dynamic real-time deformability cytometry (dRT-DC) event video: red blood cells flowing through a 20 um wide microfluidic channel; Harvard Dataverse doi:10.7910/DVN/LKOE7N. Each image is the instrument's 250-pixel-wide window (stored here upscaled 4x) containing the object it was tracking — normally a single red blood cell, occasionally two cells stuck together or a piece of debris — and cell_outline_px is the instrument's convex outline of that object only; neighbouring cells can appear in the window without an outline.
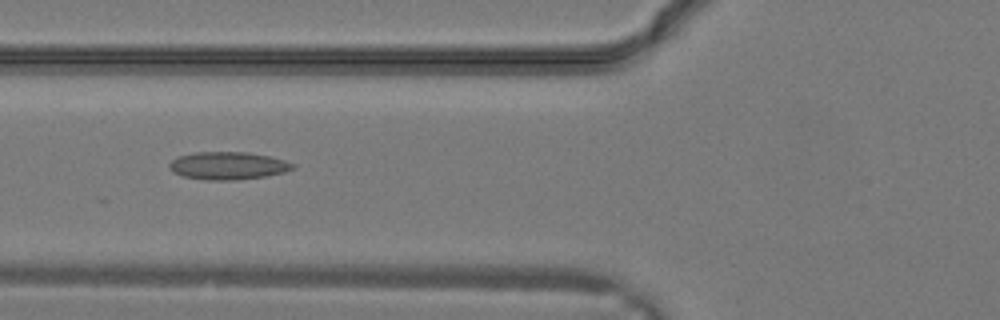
{"species": "common noctule bat (a hibernating species)", "species_latin": "Nyctalus noctula", "temperature_condition": "warm", "stored_images_in_passage": 25, "camera_frame_rate_fps": 3000, "um_per_image_px": 0.085, "animal": {"sex": "male", "body_mass_g": 19.2, "forearm_length_mm": 51.8}, "frame": {"image": 1, "passage_image": 6, "time_ms": 1.667, "image_size_px": [1000, 320], "cell_outline_px": [[296, 168], [284, 172], [264, 176], [236, 180], [208, 180], [184, 176], [172, 172], [168, 164], [176, 156], [192, 152], [248, 152], [268, 156], [284, 160], [296, 164]], "centroid_in_image_um": [19.36, 14.07], "position_along_channel_um": 106.4, "area_um2": 20.0}}
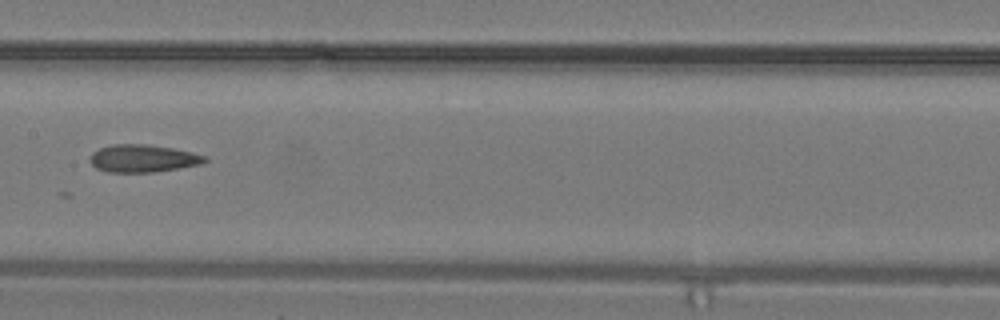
{"frame": {"image": 2, "passage_image": 10, "time_ms": 3.0, "image_size_px": [1000, 320], "cell_outline_px": [[208, 160], [204, 164], [180, 168], [152, 172], [108, 172], [96, 168], [88, 160], [92, 152], [100, 148], [112, 144], [148, 144], [172, 148], [192, 152], [204, 156]], "centroid_in_image_um": [12.14, 13.46], "position_along_channel_um": 195.3, "area_um2": 18.55}}
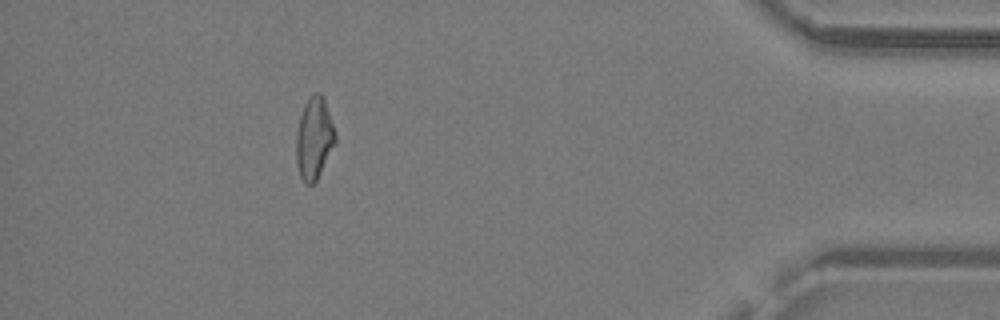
{"frame": {"image": 3, "passage_image": 22, "time_ms": 7.0, "image_size_px": [1000, 320], "cell_outline_px": [[336, 144], [316, 180], [312, 184], [304, 184], [300, 176], [296, 164], [296, 132], [300, 116], [304, 104], [312, 92], [320, 92], [324, 96], [336, 136]], "centroid_in_image_um": [26.69, 11.74], "position_along_channel_um": 408.5, "area_um2": 18.9}}